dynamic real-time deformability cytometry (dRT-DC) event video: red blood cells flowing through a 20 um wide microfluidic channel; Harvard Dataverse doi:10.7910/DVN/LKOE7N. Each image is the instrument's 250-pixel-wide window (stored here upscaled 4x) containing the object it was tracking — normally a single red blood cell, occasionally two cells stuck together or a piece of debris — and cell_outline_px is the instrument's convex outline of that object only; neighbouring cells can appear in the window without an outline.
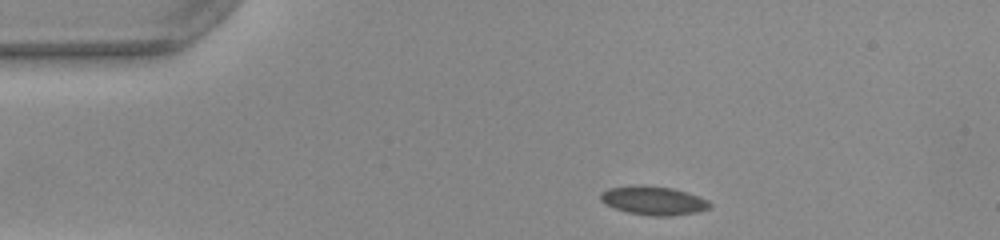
{"species": "common noctule bat (a hibernating species)", "species_latin": "Nyctalus noctula", "temperature_condition": "warm", "stored_images_in_passage": 35, "camera_frame_rate_fps": 3000, "um_per_image_px": 0.085, "animal": {"sex": "female", "body_mass_g": 22.0, "forearm_length_mm": 56.7}, "frame": {"image": 1, "passage_image": 1, "time_ms": 0.0, "image_size_px": [1000, 240], "cell_outline_px": [[712, 204], [708, 208], [696, 212], [668, 216], [652, 216], [628, 212], [616, 208], [600, 200], [600, 192], [608, 188], [640, 184], [672, 188], [708, 200]], "centroid_in_image_um": [55.51, 17.04], "position_along_channel_um": 29.5, "area_um2": 18.03}}
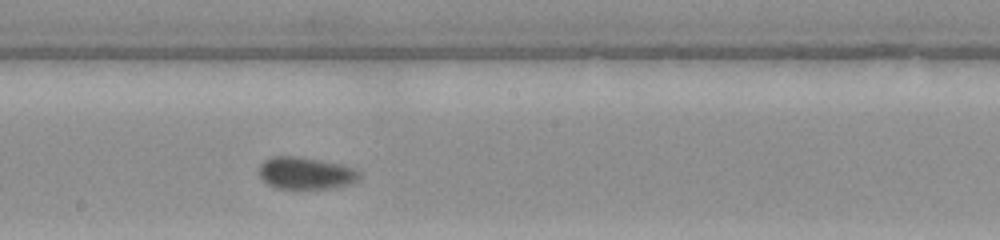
{"frame": {"image": 2, "passage_image": 20, "time_ms": 6.333, "image_size_px": [1000, 240], "cell_outline_px": [[360, 176], [352, 184], [336, 188], [296, 192], [276, 188], [268, 184], [260, 176], [260, 164], [264, 160], [272, 156], [296, 156], [340, 164], [356, 168], [360, 172]], "centroid_in_image_um": [26.0, 14.78], "position_along_channel_um": 222.2, "area_um2": 19.59}}
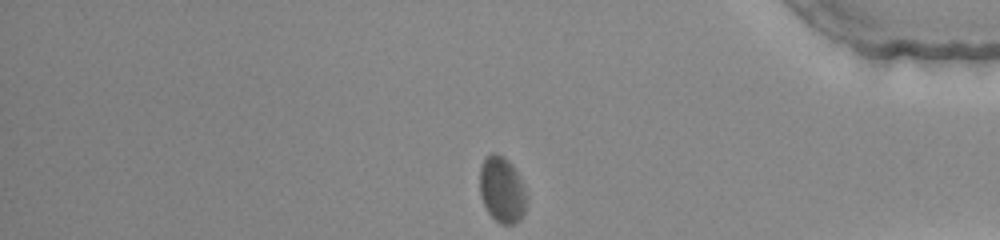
{"frame": {"image": 3, "passage_image": 35, "time_ms": 11.333, "image_size_px": [1000, 240], "cell_outline_px": [[528, 200], [524, 216], [520, 220], [512, 224], [500, 224], [488, 212], [480, 196], [480, 168], [484, 160], [492, 152], [508, 160], [512, 164], [520, 176]], "centroid_in_image_um": [42.7, 16.16], "position_along_channel_um": 392.5, "area_um2": 18.09}, "authors_computed_cell_mechanics": {"area_um2": 18.2648, "velocity_mm_per_s": 3.9279, "shape_relaxation_time_tau1_ms": 1.7581, "shape_relaxation_time_tau2_ms": 0.5396, "deformation_change_tau1": 0.0703, "deformation_change_tau2": 0.0306}}